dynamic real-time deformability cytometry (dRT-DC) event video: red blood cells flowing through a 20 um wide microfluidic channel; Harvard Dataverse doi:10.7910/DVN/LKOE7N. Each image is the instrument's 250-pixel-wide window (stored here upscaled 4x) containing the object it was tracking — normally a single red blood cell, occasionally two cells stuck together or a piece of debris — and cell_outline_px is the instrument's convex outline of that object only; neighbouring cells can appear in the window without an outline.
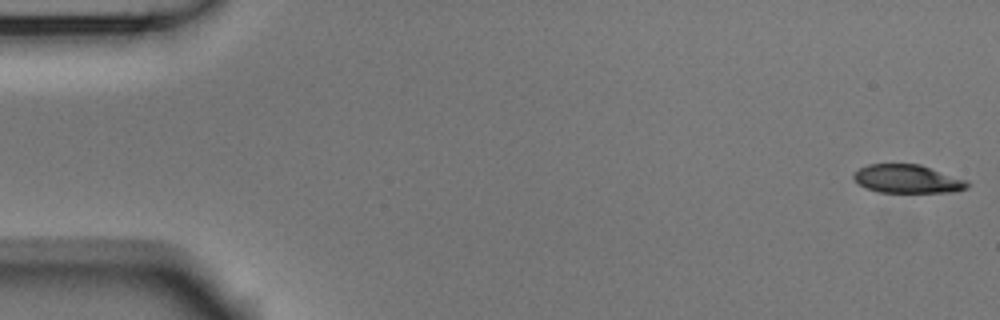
{"species": "Egyptian fruit bat (a non-hibernating species)", "species_latin": "Rousettus aegyptiacus", "temperature_condition": "room temperature", "stored_images_in_passage": 54, "camera_frame_rate_fps": 3000, "um_per_image_px": 0.085, "animal": {"sex": "male"}, "frame": {"image": 1, "passage_image": 1, "time_ms": 0.0, "image_size_px": [1000, 320], "cell_outline_px": [[968, 188], [952, 192], [880, 192], [868, 188], [860, 184], [852, 176], [860, 168], [868, 164], [920, 164], [968, 180]], "centroid_in_image_um": [77.18, 15.2], "position_along_channel_um": 7.8, "area_um2": 18.67}}
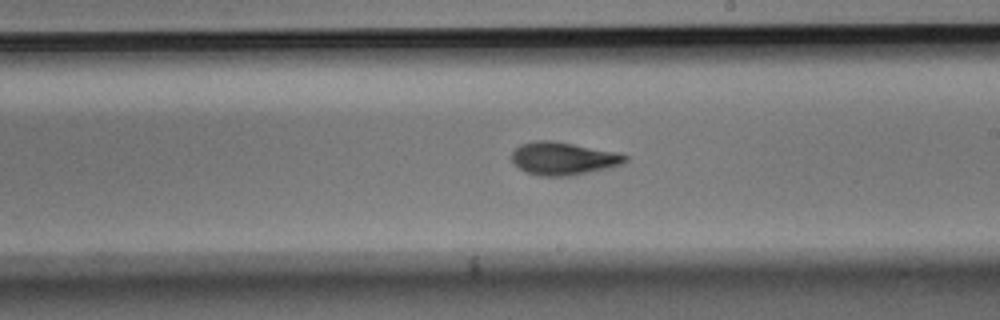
{"frame": {"image": 2, "passage_image": 31, "time_ms": 10.0, "image_size_px": [1000, 320], "cell_outline_px": [[628, 160], [624, 164], [608, 168], [568, 176], [540, 176], [524, 172], [512, 160], [512, 152], [520, 144], [536, 140], [552, 140], [616, 152], [628, 156]], "centroid_in_image_um": [47.88, 13.47], "position_along_channel_um": 241.1, "area_um2": 21.68}}
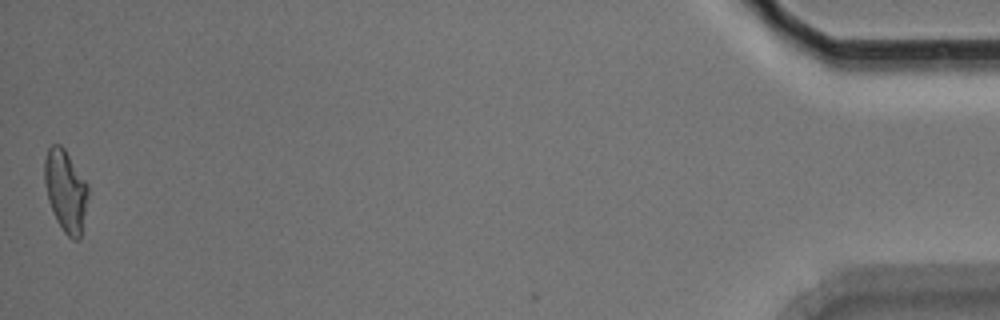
{"frame": {"image": 3, "passage_image": 54, "time_ms": 17.667, "image_size_px": [1000, 320], "cell_outline_px": [[88, 196], [80, 240], [72, 240], [64, 232], [56, 220], [48, 200], [44, 180], [44, 160], [48, 148], [52, 144], [60, 144], [64, 148], [88, 184]], "centroid_in_image_um": [5.57, 16.22], "position_along_channel_um": 429.6, "area_um2": 20.81}, "authors_computed_cell_mechanics": {"area_um2": 20.7791, "velocity_mm_per_s": 3.6945, "shape_relaxation_time_tau1_ms": 7.2529, "shape_relaxation_time_tau2_ms": 2.1086, "deformation_change_tau1": 0.1959, "deformation_change_tau2": 0.0786}}